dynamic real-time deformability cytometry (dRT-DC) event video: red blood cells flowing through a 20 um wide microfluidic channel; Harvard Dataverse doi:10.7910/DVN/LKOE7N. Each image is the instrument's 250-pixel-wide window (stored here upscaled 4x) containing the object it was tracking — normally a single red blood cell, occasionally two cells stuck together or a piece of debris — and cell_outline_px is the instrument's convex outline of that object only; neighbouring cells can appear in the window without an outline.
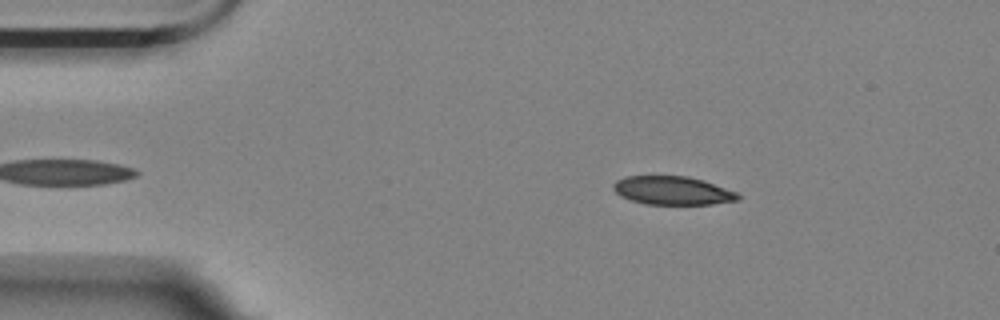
{"species": "Egyptian fruit bat (a non-hibernating species)", "species_latin": "Rousettus aegyptiacus", "temperature_condition": "room temperature", "stored_images_in_passage": 43, "camera_frame_rate_fps": 3000, "um_per_image_px": 0.085, "animal": {"sex": "female"}, "frame": {"image": 1, "passage_image": 4, "time_ms": 1.0, "image_size_px": [1000, 320], "cell_outline_px": [[740, 200], [712, 204], [644, 204], [620, 196], [612, 188], [612, 184], [616, 180], [624, 176], [688, 176], [704, 180], [736, 192], [740, 196]], "centroid_in_image_um": [57.15, 16.19], "position_along_channel_um": 27.9, "area_um2": 20.75}}
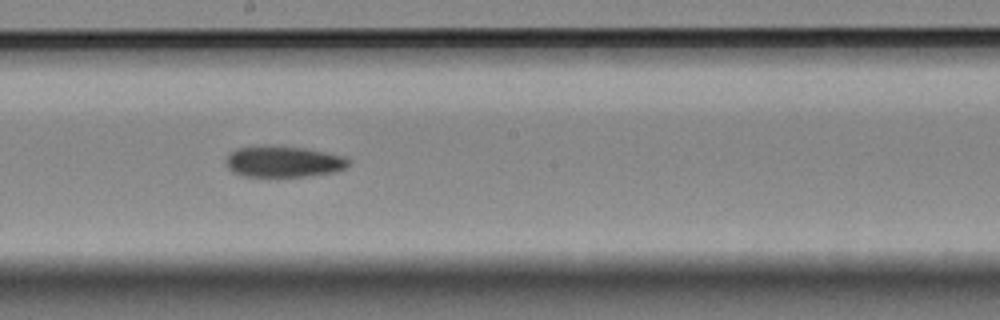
{"frame": {"image": 2, "passage_image": 25, "time_ms": 8.0, "image_size_px": [1000, 320], "cell_outline_px": [[352, 160], [344, 168], [336, 172], [308, 176], [244, 176], [232, 172], [224, 164], [224, 160], [228, 152], [236, 148], [308, 148], [348, 156]], "centroid_in_image_um": [24.13, 13.76], "position_along_channel_um": 224.1, "area_um2": 22.02}}
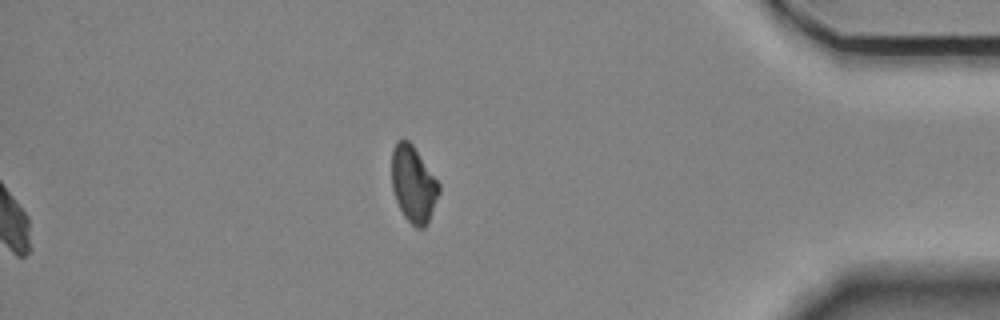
{"frame": {"image": 3, "passage_image": 43, "time_ms": 14.0, "image_size_px": [1000, 320], "cell_outline_px": [[440, 192], [428, 224], [424, 228], [416, 228], [404, 216], [396, 200], [392, 188], [392, 148], [396, 140], [408, 140], [412, 144], [440, 184]], "centroid_in_image_um": [35.14, 15.66], "position_along_channel_um": 400.1, "area_um2": 21.04}, "authors_computed_cell_mechanics": {"area_um2": 22.3108, "velocity_mm_per_s": 3.558, "shape_relaxation_time_tau1_ms": 9.5294, "shape_relaxation_time_tau2_ms": null, "deformation_change_tau1": 0.1599, "deformation_change_tau2": null}}